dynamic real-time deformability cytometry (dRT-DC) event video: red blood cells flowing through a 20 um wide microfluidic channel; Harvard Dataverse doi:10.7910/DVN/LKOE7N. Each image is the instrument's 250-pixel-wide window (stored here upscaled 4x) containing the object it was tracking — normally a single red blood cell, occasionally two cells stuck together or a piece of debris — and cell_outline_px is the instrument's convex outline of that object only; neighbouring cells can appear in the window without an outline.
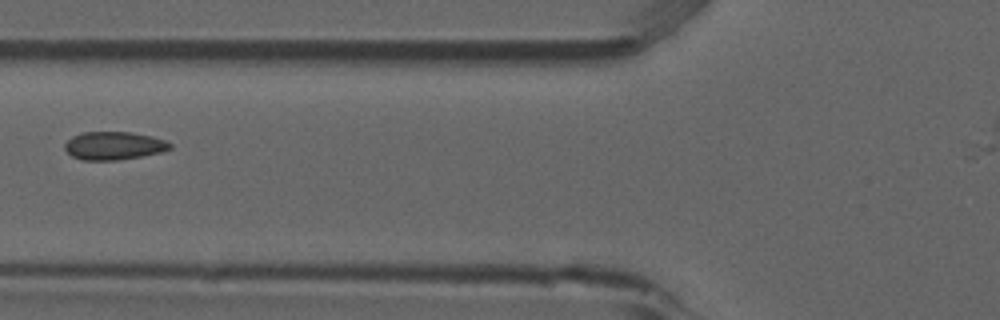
{"species": "common noctule bat (a hibernating species)", "species_latin": "Nyctalus noctula", "temperature_condition": "room temperature", "stored_images_in_passage": 6, "camera_frame_rate_fps": 3000, "um_per_image_px": 0.085, "animal": {"sex": "male", "forearm_length_mm": 52.5}, "frame": {"image": 1, "passage_image": 6, "time_ms": 1.667, "image_size_px": [1000, 320], "cell_outline_px": [[172, 148], [164, 152], [116, 160], [84, 160], [72, 156], [64, 148], [64, 144], [72, 136], [84, 132], [128, 132], [152, 136], [164, 140], [172, 144]], "centroid_in_image_um": [9.69, 12.38], "position_along_channel_um": 116.1, "area_um2": 17.17}}